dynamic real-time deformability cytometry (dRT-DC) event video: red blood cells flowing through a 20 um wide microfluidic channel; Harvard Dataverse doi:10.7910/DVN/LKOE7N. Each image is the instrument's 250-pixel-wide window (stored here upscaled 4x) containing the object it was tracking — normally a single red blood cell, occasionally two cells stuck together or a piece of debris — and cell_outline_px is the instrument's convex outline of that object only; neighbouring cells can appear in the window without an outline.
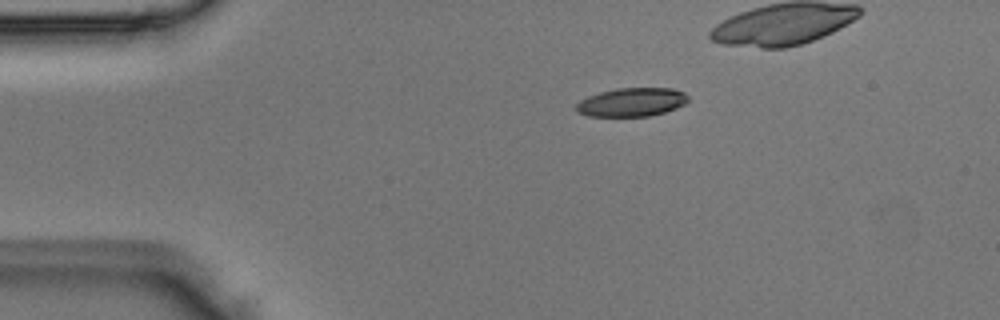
{"species": "Egyptian fruit bat (a non-hibernating species)", "species_latin": "Rousettus aegyptiacus", "temperature_condition": "room temperature", "stored_images_in_passage": 6, "camera_frame_rate_fps": 3000, "um_per_image_px": 0.085, "animal": {"sex": "male"}, "frame": {"image": 1, "passage_image": 2, "time_ms": 0.333, "image_size_px": [1000, 320], "cell_outline_px": [[688, 100], [684, 104], [676, 108], [664, 112], [648, 116], [588, 116], [576, 112], [576, 104], [580, 100], [588, 96], [600, 92], [616, 88], [672, 88], [684, 92], [688, 96]], "centroid_in_image_um": [53.68, 8.68], "position_along_channel_um": 31.3, "area_um2": 18.67}}